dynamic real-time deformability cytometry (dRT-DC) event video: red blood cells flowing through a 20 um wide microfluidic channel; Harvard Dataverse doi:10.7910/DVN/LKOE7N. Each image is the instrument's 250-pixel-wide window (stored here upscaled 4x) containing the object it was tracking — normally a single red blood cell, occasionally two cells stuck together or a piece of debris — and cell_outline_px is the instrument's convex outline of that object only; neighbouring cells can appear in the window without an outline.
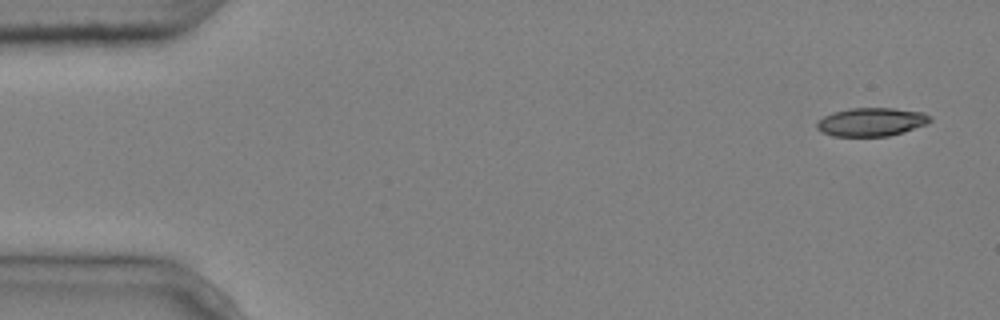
{"species": "common noctule bat (a hibernating species)", "species_latin": "Nyctalus noctula", "temperature_condition": "cold", "stored_images_in_passage": 5, "segment_of_instrument_passage": [1, 2], "camera_frame_rate_fps": 3000, "um_per_image_px": 0.085, "animal": {"sex": "male", "body_mass_g": 20.4}, "frame": {"image": 1, "passage_image": 1, "time_ms": 0.0, "image_size_px": [1000, 320], "cell_outline_px": [[932, 120], [924, 124], [904, 132], [888, 136], [832, 136], [816, 128], [816, 124], [824, 116], [836, 112], [852, 108], [892, 108], [924, 112], [932, 116]], "centroid_in_image_um": [74.1, 10.36], "position_along_channel_um": 10.9, "area_um2": 18.55}}
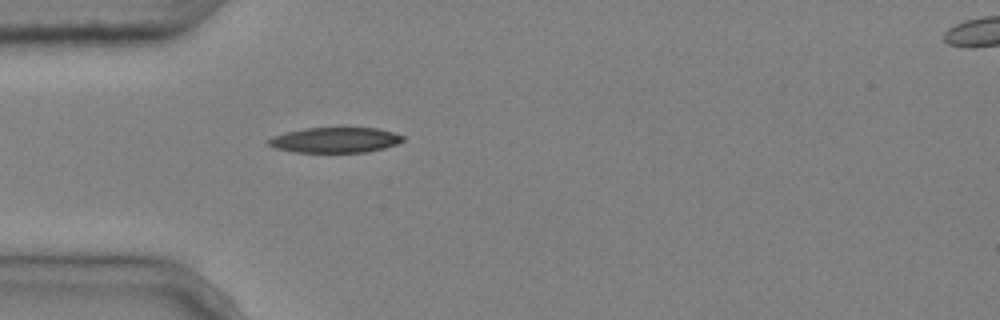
{"frame": {"image": 2, "passage_image": 4, "time_ms": 1.0, "image_size_px": [1000, 320], "cell_outline_px": [[404, 140], [396, 144], [384, 148], [368, 152], [296, 152], [276, 148], [268, 144], [268, 140], [272, 136], [304, 128], [376, 128], [392, 132], [404, 136]], "centroid_in_image_um": [28.5, 11.9], "position_along_channel_um": 56.5, "area_um2": 19.65}}